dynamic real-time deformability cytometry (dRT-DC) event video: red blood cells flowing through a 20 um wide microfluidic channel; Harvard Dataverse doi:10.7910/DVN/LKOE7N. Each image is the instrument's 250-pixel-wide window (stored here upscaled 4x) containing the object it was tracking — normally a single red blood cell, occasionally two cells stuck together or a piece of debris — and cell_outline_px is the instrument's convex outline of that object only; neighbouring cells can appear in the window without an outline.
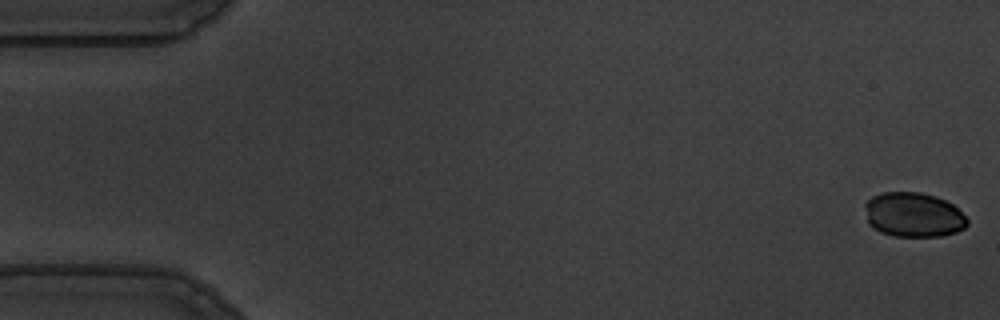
{"species": "common noctule bat (a hibernating species)", "species_latin": "Nyctalus noctula", "temperature_condition": "warm", "stored_images_in_passage": 56, "camera_frame_rate_fps": 3000, "um_per_image_px": 0.085, "animal": {"sex": "male", "body_mass_g": 19.5, "forearm_length_mm": 54.6}, "frame": {"image": 1, "passage_image": 1, "time_ms": 0.0, "image_size_px": [1000, 320], "cell_outline_px": [[968, 224], [964, 228], [956, 232], [940, 236], [892, 236], [880, 232], [872, 228], [868, 224], [864, 204], [872, 196], [884, 192], [920, 192], [936, 196], [952, 204], [968, 220]], "centroid_in_image_um": [77.61, 18.26], "position_along_channel_um": 7.4, "area_um2": 26.65}}
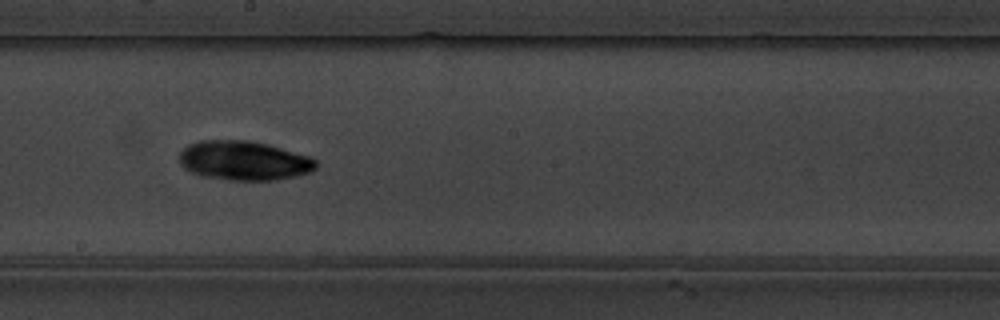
{"frame": {"image": 2, "passage_image": 31, "time_ms": 10.0, "image_size_px": [1000, 320], "cell_outline_px": [[316, 168], [312, 172], [296, 176], [276, 180], [228, 180], [200, 176], [184, 168], [180, 164], [180, 152], [188, 144], [200, 140], [248, 140], [268, 144], [312, 156], [316, 160]], "centroid_in_image_um": [20.75, 13.65], "position_along_channel_um": 227.4, "area_um2": 31.67}}
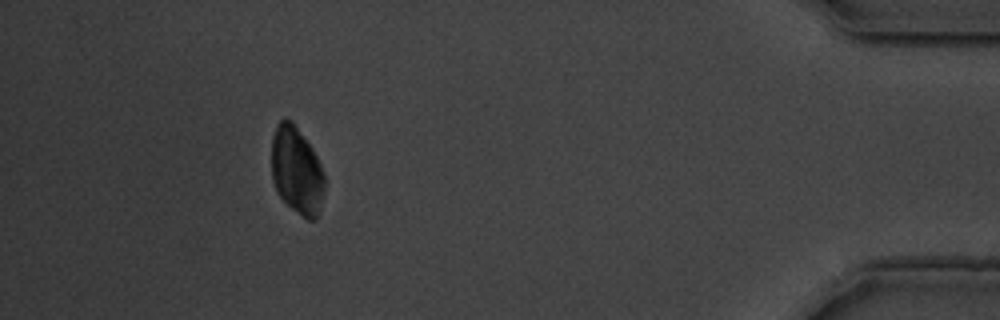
{"frame": {"image": 3, "passage_image": 51, "time_ms": 16.667, "image_size_px": [1000, 320], "cell_outline_px": [[324, 196], [316, 220], [308, 220], [292, 208], [276, 192], [272, 180], [272, 136], [276, 124], [284, 116], [292, 120], [312, 148], [324, 172]], "centroid_in_image_um": [25.21, 14.47], "position_along_channel_um": 410.0, "area_um2": 27.22}, "authors_computed_cell_mechanics": {"area_um2": 28.2642, "velocity_mm_per_s": 3.6047, "shape_relaxation_time_tau1_ms": 3.0689, "shape_relaxation_time_tau2_ms": 5.1122, "deformation_change_tau1": 0.0765, "deformation_change_tau2": 0.0686}}